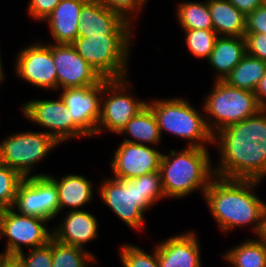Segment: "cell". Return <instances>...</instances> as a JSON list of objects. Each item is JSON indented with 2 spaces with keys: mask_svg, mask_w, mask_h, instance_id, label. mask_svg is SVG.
Masks as SVG:
<instances>
[{
  "mask_svg": "<svg viewBox=\"0 0 266 267\" xmlns=\"http://www.w3.org/2000/svg\"><path fill=\"white\" fill-rule=\"evenodd\" d=\"M3 61L4 60L2 59V52H1V45H0V86L3 85V83L7 80L6 77H8L7 74L5 73L6 70L4 68L5 66H4Z\"/></svg>",
  "mask_w": 266,
  "mask_h": 267,
  "instance_id": "41",
  "label": "cell"
},
{
  "mask_svg": "<svg viewBox=\"0 0 266 267\" xmlns=\"http://www.w3.org/2000/svg\"><path fill=\"white\" fill-rule=\"evenodd\" d=\"M6 134L7 136H3L4 138L0 140V162L13 168L24 178L47 176L49 172L40 171L39 173L37 169L62 145L52 136L34 128L27 130L25 128L18 132L15 130Z\"/></svg>",
  "mask_w": 266,
  "mask_h": 267,
  "instance_id": "7",
  "label": "cell"
},
{
  "mask_svg": "<svg viewBox=\"0 0 266 267\" xmlns=\"http://www.w3.org/2000/svg\"><path fill=\"white\" fill-rule=\"evenodd\" d=\"M56 67L57 91L67 88L94 86L103 78L86 62L71 44L50 43Z\"/></svg>",
  "mask_w": 266,
  "mask_h": 267,
  "instance_id": "16",
  "label": "cell"
},
{
  "mask_svg": "<svg viewBox=\"0 0 266 267\" xmlns=\"http://www.w3.org/2000/svg\"><path fill=\"white\" fill-rule=\"evenodd\" d=\"M88 0H61L53 12L42 22L46 25L53 44H71L78 37L79 18ZM46 23V24H45Z\"/></svg>",
  "mask_w": 266,
  "mask_h": 267,
  "instance_id": "21",
  "label": "cell"
},
{
  "mask_svg": "<svg viewBox=\"0 0 266 267\" xmlns=\"http://www.w3.org/2000/svg\"><path fill=\"white\" fill-rule=\"evenodd\" d=\"M210 84V91L205 93L201 103L208 128L213 135L262 110L254 92L231 87L225 81H213Z\"/></svg>",
  "mask_w": 266,
  "mask_h": 267,
  "instance_id": "8",
  "label": "cell"
},
{
  "mask_svg": "<svg viewBox=\"0 0 266 267\" xmlns=\"http://www.w3.org/2000/svg\"><path fill=\"white\" fill-rule=\"evenodd\" d=\"M247 54L245 37L218 36L211 55L205 61L212 69L213 81H224Z\"/></svg>",
  "mask_w": 266,
  "mask_h": 267,
  "instance_id": "22",
  "label": "cell"
},
{
  "mask_svg": "<svg viewBox=\"0 0 266 267\" xmlns=\"http://www.w3.org/2000/svg\"><path fill=\"white\" fill-rule=\"evenodd\" d=\"M47 176L55 183L58 191L59 214L86 210V206L99 201L95 197L98 194V182L88 178L87 174L71 172L57 176L49 172Z\"/></svg>",
  "mask_w": 266,
  "mask_h": 267,
  "instance_id": "20",
  "label": "cell"
},
{
  "mask_svg": "<svg viewBox=\"0 0 266 267\" xmlns=\"http://www.w3.org/2000/svg\"><path fill=\"white\" fill-rule=\"evenodd\" d=\"M262 183L216 176L211 180L203 200L221 235H231L237 229H248L253 236L259 235L266 206V201L258 194Z\"/></svg>",
  "mask_w": 266,
  "mask_h": 267,
  "instance_id": "2",
  "label": "cell"
},
{
  "mask_svg": "<svg viewBox=\"0 0 266 267\" xmlns=\"http://www.w3.org/2000/svg\"><path fill=\"white\" fill-rule=\"evenodd\" d=\"M104 79L94 86L61 89L59 94L69 109L73 121L92 139L96 138L101 115Z\"/></svg>",
  "mask_w": 266,
  "mask_h": 267,
  "instance_id": "15",
  "label": "cell"
},
{
  "mask_svg": "<svg viewBox=\"0 0 266 267\" xmlns=\"http://www.w3.org/2000/svg\"><path fill=\"white\" fill-rule=\"evenodd\" d=\"M136 35H104L77 37L71 45L103 79L131 76L130 65Z\"/></svg>",
  "mask_w": 266,
  "mask_h": 267,
  "instance_id": "6",
  "label": "cell"
},
{
  "mask_svg": "<svg viewBox=\"0 0 266 267\" xmlns=\"http://www.w3.org/2000/svg\"><path fill=\"white\" fill-rule=\"evenodd\" d=\"M155 243V244H154ZM152 248L145 250L144 246L123 242L117 249L119 262L122 267H160L157 257L156 240L151 244ZM150 251V252H149Z\"/></svg>",
  "mask_w": 266,
  "mask_h": 267,
  "instance_id": "29",
  "label": "cell"
},
{
  "mask_svg": "<svg viewBox=\"0 0 266 267\" xmlns=\"http://www.w3.org/2000/svg\"><path fill=\"white\" fill-rule=\"evenodd\" d=\"M79 22L78 37L136 35L139 30L95 0H88L83 5Z\"/></svg>",
  "mask_w": 266,
  "mask_h": 267,
  "instance_id": "19",
  "label": "cell"
},
{
  "mask_svg": "<svg viewBox=\"0 0 266 267\" xmlns=\"http://www.w3.org/2000/svg\"><path fill=\"white\" fill-rule=\"evenodd\" d=\"M61 0H29L25 12L29 20L41 23L53 12Z\"/></svg>",
  "mask_w": 266,
  "mask_h": 267,
  "instance_id": "34",
  "label": "cell"
},
{
  "mask_svg": "<svg viewBox=\"0 0 266 267\" xmlns=\"http://www.w3.org/2000/svg\"><path fill=\"white\" fill-rule=\"evenodd\" d=\"M0 267H24L17 255H5L0 252Z\"/></svg>",
  "mask_w": 266,
  "mask_h": 267,
  "instance_id": "39",
  "label": "cell"
},
{
  "mask_svg": "<svg viewBox=\"0 0 266 267\" xmlns=\"http://www.w3.org/2000/svg\"><path fill=\"white\" fill-rule=\"evenodd\" d=\"M56 219L58 222L52 226L53 238L64 244L88 250V245L100 238V221L90 210L61 213Z\"/></svg>",
  "mask_w": 266,
  "mask_h": 267,
  "instance_id": "18",
  "label": "cell"
},
{
  "mask_svg": "<svg viewBox=\"0 0 266 267\" xmlns=\"http://www.w3.org/2000/svg\"><path fill=\"white\" fill-rule=\"evenodd\" d=\"M45 39H30L31 42L17 50L12 66L13 74L22 83L31 85V88L53 94L57 92L56 67L50 42H45Z\"/></svg>",
  "mask_w": 266,
  "mask_h": 267,
  "instance_id": "12",
  "label": "cell"
},
{
  "mask_svg": "<svg viewBox=\"0 0 266 267\" xmlns=\"http://www.w3.org/2000/svg\"><path fill=\"white\" fill-rule=\"evenodd\" d=\"M50 221L18 213L12 207L0 213V242L5 255H18L32 248L42 247L53 237Z\"/></svg>",
  "mask_w": 266,
  "mask_h": 267,
  "instance_id": "11",
  "label": "cell"
},
{
  "mask_svg": "<svg viewBox=\"0 0 266 267\" xmlns=\"http://www.w3.org/2000/svg\"><path fill=\"white\" fill-rule=\"evenodd\" d=\"M247 54L266 62V34L245 33Z\"/></svg>",
  "mask_w": 266,
  "mask_h": 267,
  "instance_id": "35",
  "label": "cell"
},
{
  "mask_svg": "<svg viewBox=\"0 0 266 267\" xmlns=\"http://www.w3.org/2000/svg\"><path fill=\"white\" fill-rule=\"evenodd\" d=\"M120 141L117 148L113 149L108 163L111 177L129 180L147 173L159 172L164 150L156 146Z\"/></svg>",
  "mask_w": 266,
  "mask_h": 267,
  "instance_id": "14",
  "label": "cell"
},
{
  "mask_svg": "<svg viewBox=\"0 0 266 267\" xmlns=\"http://www.w3.org/2000/svg\"><path fill=\"white\" fill-rule=\"evenodd\" d=\"M259 106L266 109V73L258 83L254 90Z\"/></svg>",
  "mask_w": 266,
  "mask_h": 267,
  "instance_id": "38",
  "label": "cell"
},
{
  "mask_svg": "<svg viewBox=\"0 0 266 267\" xmlns=\"http://www.w3.org/2000/svg\"><path fill=\"white\" fill-rule=\"evenodd\" d=\"M218 36L245 37L247 16L228 0H207Z\"/></svg>",
  "mask_w": 266,
  "mask_h": 267,
  "instance_id": "24",
  "label": "cell"
},
{
  "mask_svg": "<svg viewBox=\"0 0 266 267\" xmlns=\"http://www.w3.org/2000/svg\"><path fill=\"white\" fill-rule=\"evenodd\" d=\"M100 2L104 7L120 15L125 21L131 23L138 29L139 18L144 15V9L151 0H95ZM147 4V5H146Z\"/></svg>",
  "mask_w": 266,
  "mask_h": 267,
  "instance_id": "32",
  "label": "cell"
},
{
  "mask_svg": "<svg viewBox=\"0 0 266 267\" xmlns=\"http://www.w3.org/2000/svg\"><path fill=\"white\" fill-rule=\"evenodd\" d=\"M213 147L216 177L265 182L266 109L215 133Z\"/></svg>",
  "mask_w": 266,
  "mask_h": 267,
  "instance_id": "1",
  "label": "cell"
},
{
  "mask_svg": "<svg viewBox=\"0 0 266 267\" xmlns=\"http://www.w3.org/2000/svg\"><path fill=\"white\" fill-rule=\"evenodd\" d=\"M97 193L96 197L101 203L123 225H127L134 234L139 232V235L147 232L146 214L166 200L160 172L147 173L129 180L115 179L107 173L98 181Z\"/></svg>",
  "mask_w": 266,
  "mask_h": 267,
  "instance_id": "3",
  "label": "cell"
},
{
  "mask_svg": "<svg viewBox=\"0 0 266 267\" xmlns=\"http://www.w3.org/2000/svg\"><path fill=\"white\" fill-rule=\"evenodd\" d=\"M183 45L193 58L206 61L212 53L218 35L213 29L183 30Z\"/></svg>",
  "mask_w": 266,
  "mask_h": 267,
  "instance_id": "30",
  "label": "cell"
},
{
  "mask_svg": "<svg viewBox=\"0 0 266 267\" xmlns=\"http://www.w3.org/2000/svg\"><path fill=\"white\" fill-rule=\"evenodd\" d=\"M20 214L57 222L59 197L55 183L48 176L25 177L12 207Z\"/></svg>",
  "mask_w": 266,
  "mask_h": 267,
  "instance_id": "13",
  "label": "cell"
},
{
  "mask_svg": "<svg viewBox=\"0 0 266 267\" xmlns=\"http://www.w3.org/2000/svg\"><path fill=\"white\" fill-rule=\"evenodd\" d=\"M246 33L266 34V2L247 15Z\"/></svg>",
  "mask_w": 266,
  "mask_h": 267,
  "instance_id": "36",
  "label": "cell"
},
{
  "mask_svg": "<svg viewBox=\"0 0 266 267\" xmlns=\"http://www.w3.org/2000/svg\"><path fill=\"white\" fill-rule=\"evenodd\" d=\"M180 148L164 150L162 154L159 172L165 199L180 201L196 192L203 199L205 190L215 177L212 148Z\"/></svg>",
  "mask_w": 266,
  "mask_h": 267,
  "instance_id": "4",
  "label": "cell"
},
{
  "mask_svg": "<svg viewBox=\"0 0 266 267\" xmlns=\"http://www.w3.org/2000/svg\"><path fill=\"white\" fill-rule=\"evenodd\" d=\"M24 267H52V239L42 247L32 248L17 255Z\"/></svg>",
  "mask_w": 266,
  "mask_h": 267,
  "instance_id": "33",
  "label": "cell"
},
{
  "mask_svg": "<svg viewBox=\"0 0 266 267\" xmlns=\"http://www.w3.org/2000/svg\"><path fill=\"white\" fill-rule=\"evenodd\" d=\"M176 22L180 30L213 29L207 0H180L175 4Z\"/></svg>",
  "mask_w": 266,
  "mask_h": 267,
  "instance_id": "26",
  "label": "cell"
},
{
  "mask_svg": "<svg viewBox=\"0 0 266 267\" xmlns=\"http://www.w3.org/2000/svg\"><path fill=\"white\" fill-rule=\"evenodd\" d=\"M197 229H186L157 240L160 267H202V243Z\"/></svg>",
  "mask_w": 266,
  "mask_h": 267,
  "instance_id": "17",
  "label": "cell"
},
{
  "mask_svg": "<svg viewBox=\"0 0 266 267\" xmlns=\"http://www.w3.org/2000/svg\"><path fill=\"white\" fill-rule=\"evenodd\" d=\"M130 79H104L97 138L108 134L117 136L131 118L147 105L148 99L144 100L135 94V86Z\"/></svg>",
  "mask_w": 266,
  "mask_h": 267,
  "instance_id": "9",
  "label": "cell"
},
{
  "mask_svg": "<svg viewBox=\"0 0 266 267\" xmlns=\"http://www.w3.org/2000/svg\"><path fill=\"white\" fill-rule=\"evenodd\" d=\"M24 177L0 162V213L13 207L16 193Z\"/></svg>",
  "mask_w": 266,
  "mask_h": 267,
  "instance_id": "31",
  "label": "cell"
},
{
  "mask_svg": "<svg viewBox=\"0 0 266 267\" xmlns=\"http://www.w3.org/2000/svg\"><path fill=\"white\" fill-rule=\"evenodd\" d=\"M239 11L243 12L246 16L253 12L255 9L262 6L266 0H228Z\"/></svg>",
  "mask_w": 266,
  "mask_h": 267,
  "instance_id": "37",
  "label": "cell"
},
{
  "mask_svg": "<svg viewBox=\"0 0 266 267\" xmlns=\"http://www.w3.org/2000/svg\"><path fill=\"white\" fill-rule=\"evenodd\" d=\"M118 136L123 137L122 141L133 144L160 147L163 143L157 120L147 105L131 118Z\"/></svg>",
  "mask_w": 266,
  "mask_h": 267,
  "instance_id": "23",
  "label": "cell"
},
{
  "mask_svg": "<svg viewBox=\"0 0 266 267\" xmlns=\"http://www.w3.org/2000/svg\"><path fill=\"white\" fill-rule=\"evenodd\" d=\"M265 73L266 62L246 54L224 81L231 87L254 92Z\"/></svg>",
  "mask_w": 266,
  "mask_h": 267,
  "instance_id": "27",
  "label": "cell"
},
{
  "mask_svg": "<svg viewBox=\"0 0 266 267\" xmlns=\"http://www.w3.org/2000/svg\"><path fill=\"white\" fill-rule=\"evenodd\" d=\"M93 251L64 244L52 237V267H97V259Z\"/></svg>",
  "mask_w": 266,
  "mask_h": 267,
  "instance_id": "28",
  "label": "cell"
},
{
  "mask_svg": "<svg viewBox=\"0 0 266 267\" xmlns=\"http://www.w3.org/2000/svg\"><path fill=\"white\" fill-rule=\"evenodd\" d=\"M219 254L224 264L230 267H266V242L258 236L247 235Z\"/></svg>",
  "mask_w": 266,
  "mask_h": 267,
  "instance_id": "25",
  "label": "cell"
},
{
  "mask_svg": "<svg viewBox=\"0 0 266 267\" xmlns=\"http://www.w3.org/2000/svg\"><path fill=\"white\" fill-rule=\"evenodd\" d=\"M258 237L261 240H263L264 242H266V206H265L264 211H263L262 226H261V230L259 232Z\"/></svg>",
  "mask_w": 266,
  "mask_h": 267,
  "instance_id": "40",
  "label": "cell"
},
{
  "mask_svg": "<svg viewBox=\"0 0 266 267\" xmlns=\"http://www.w3.org/2000/svg\"><path fill=\"white\" fill-rule=\"evenodd\" d=\"M192 103L184 95H175L148 97L147 106L153 111L162 139L167 134L178 141L182 139L183 147L213 148L214 135L208 128L202 103Z\"/></svg>",
  "mask_w": 266,
  "mask_h": 267,
  "instance_id": "5",
  "label": "cell"
},
{
  "mask_svg": "<svg viewBox=\"0 0 266 267\" xmlns=\"http://www.w3.org/2000/svg\"><path fill=\"white\" fill-rule=\"evenodd\" d=\"M45 97L25 100L19 105L21 115L26 122L52 136L60 145L78 140H91L90 137L73 121L69 109L58 94L52 99ZM36 125V126H35ZM44 129V130H43ZM89 138V139H88Z\"/></svg>",
  "mask_w": 266,
  "mask_h": 267,
  "instance_id": "10",
  "label": "cell"
}]
</instances>
